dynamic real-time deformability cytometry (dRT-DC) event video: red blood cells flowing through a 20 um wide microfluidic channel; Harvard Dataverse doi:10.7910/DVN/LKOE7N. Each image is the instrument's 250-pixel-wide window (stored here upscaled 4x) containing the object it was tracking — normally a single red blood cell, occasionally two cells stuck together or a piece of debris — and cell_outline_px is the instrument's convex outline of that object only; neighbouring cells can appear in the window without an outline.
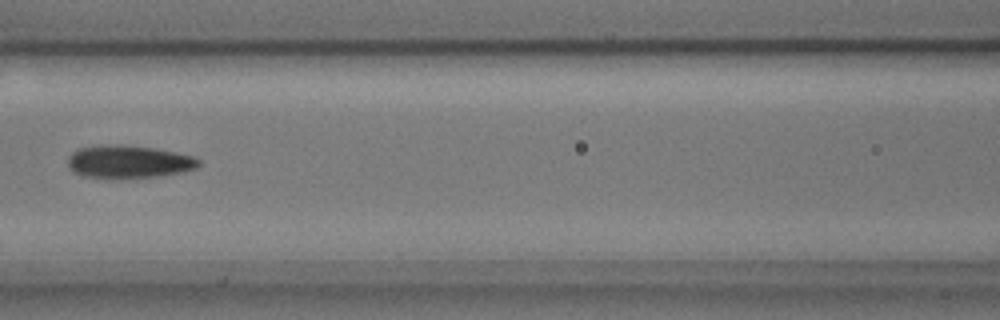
{"species": "common noctule bat (a hibernating species)", "species_latin": "Nyctalus noctula", "temperature_condition": "cold", "stored_images_in_passage": 3, "camera_frame_rate_fps": 3000, "um_per_image_px": 0.085, "animal": {"sex": "male", "body_mass_g": 17.9, "forearm_length_mm": 54.2}, "frame": {"image": 1, "passage_image": 3, "time_ms": 0.667, "image_size_px": [1000, 320], "cell_outline_px": [[200, 164], [196, 168], [184, 172], [160, 176], [108, 180], [104, 180], [84, 176], [72, 172], [68, 164], [68, 156], [72, 152], [80, 148], [100, 144], [120, 144], [152, 148], [192, 156], [200, 160]], "centroid_in_image_um": [10.88, 13.78], "position_along_channel_um": 155.7, "area_um2": 25.61}}